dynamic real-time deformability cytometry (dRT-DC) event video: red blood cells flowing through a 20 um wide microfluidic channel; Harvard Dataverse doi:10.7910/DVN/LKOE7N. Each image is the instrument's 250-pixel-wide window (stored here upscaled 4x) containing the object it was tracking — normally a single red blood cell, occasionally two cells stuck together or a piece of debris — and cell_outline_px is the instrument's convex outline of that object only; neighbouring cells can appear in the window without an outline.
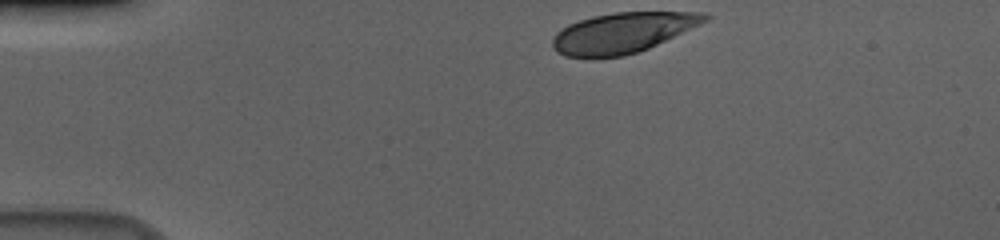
{"species": "human", "species_latin": "Homo sapiens", "temperature_condition": "cold", "stored_images_in_passage": 37, "camera_frame_rate_fps": 3000, "um_per_image_px": 0.085, "donor": {"sex": "male"}, "frame": {"image": 1, "passage_image": 1, "time_ms": 0.0, "image_size_px": [1000, 240], "cell_outline_px": [[712, 16], [708, 20], [700, 24], [648, 48], [624, 56], [564, 56], [556, 52], [552, 48], [552, 40], [556, 32], [568, 24], [592, 16], [616, 12], [708, 12]], "centroid_in_image_um": [52.92, 2.76], "position_along_channel_um": 32.1, "area_um2": 35.43}}
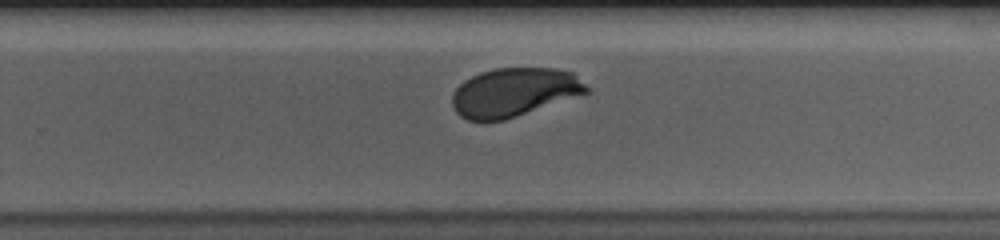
{"frame": {"image": 2, "passage_image": 27, "time_ms": 8.667, "image_size_px": [1000, 240], "cell_outline_px": [[592, 92], [504, 120], [484, 124], [468, 120], [460, 116], [456, 112], [452, 104], [452, 92], [464, 80], [480, 72], [496, 68], [556, 68], [572, 72], [592, 88]], "centroid_in_image_um": [43.71, 7.86], "position_along_channel_um": 286.1, "area_um2": 38.9}}
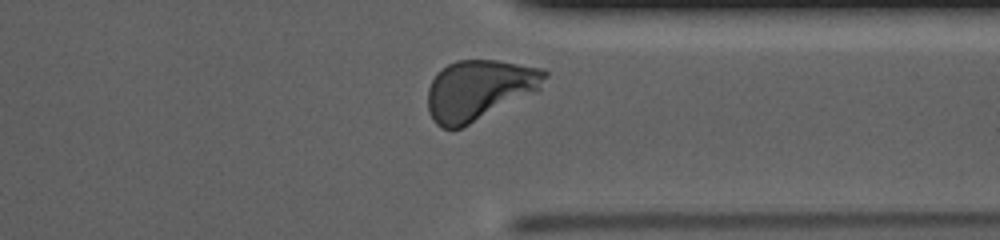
{"frame": {"image": 3, "passage_image": 34, "time_ms": 11.0, "image_size_px": [1000, 240], "cell_outline_px": [[548, 76], [540, 88], [536, 92], [460, 128], [440, 128], [432, 120], [428, 112], [428, 88], [432, 80], [448, 64], [456, 60], [496, 60], [544, 68], [548, 72]], "centroid_in_image_um": [40.74, 7.63], "position_along_channel_um": 370.7, "area_um2": 40.86}, "authors_computed_cell_mechanics": {"area_um2": 39.3618, "velocity_mm_per_s": 3.6353, "shape_relaxation_time_tau1_ms": 2.3244, "shape_relaxation_time_tau2_ms": null, "deformation_change_tau1": 0.1397, "deformation_change_tau2": null}}